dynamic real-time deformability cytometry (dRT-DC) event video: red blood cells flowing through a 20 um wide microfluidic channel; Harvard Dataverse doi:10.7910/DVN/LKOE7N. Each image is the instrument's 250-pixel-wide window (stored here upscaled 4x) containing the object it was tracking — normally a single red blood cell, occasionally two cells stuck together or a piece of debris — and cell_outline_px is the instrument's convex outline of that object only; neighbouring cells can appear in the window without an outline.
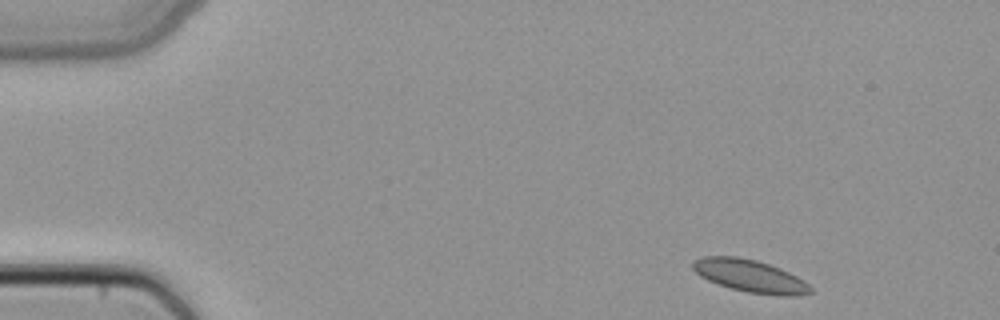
{"species": "common noctule bat (a hibernating species)", "species_latin": "Nyctalus noctula", "temperature_condition": "cold", "stored_images_in_passage": 5, "camera_frame_rate_fps": 3000, "um_per_image_px": 0.085, "animal": {"sex": "female", "body_mass_g": 22.7, "forearm_length_mm": 54.2}, "frame": {"image": 1, "passage_image": 1, "time_ms": 0.0, "image_size_px": [1000, 320], "cell_outline_px": [[812, 292], [796, 296], [776, 296], [748, 292], [732, 288], [708, 280], [700, 276], [692, 268], [692, 260], [700, 256], [736, 256], [756, 260], [780, 268], [804, 280], [812, 288]], "centroid_in_image_um": [63.75, 23.45], "position_along_channel_um": 21.3, "area_um2": 22.31}}
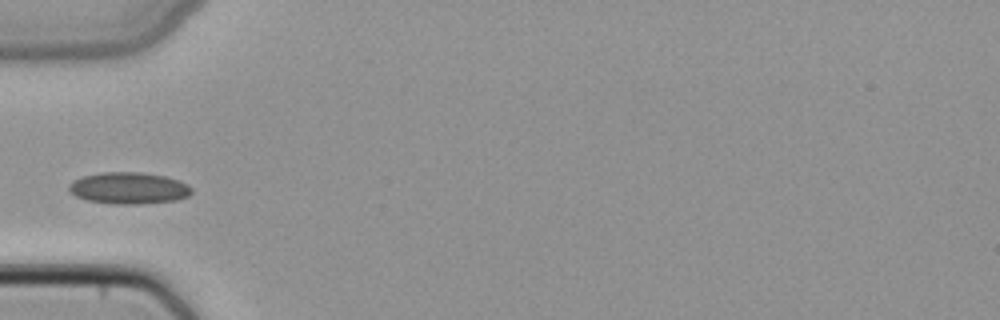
{"frame": {"image": 2, "passage_image": 4, "time_ms": 1.0, "image_size_px": [1000, 320], "cell_outline_px": [[192, 192], [188, 196], [176, 200], [140, 204], [112, 204], [88, 200], [76, 196], [68, 188], [68, 184], [72, 180], [84, 176], [100, 172], [140, 172], [164, 176], [188, 184], [192, 188]], "centroid_in_image_um": [10.94, 15.99], "position_along_channel_um": 74.1, "area_um2": 22.6}}
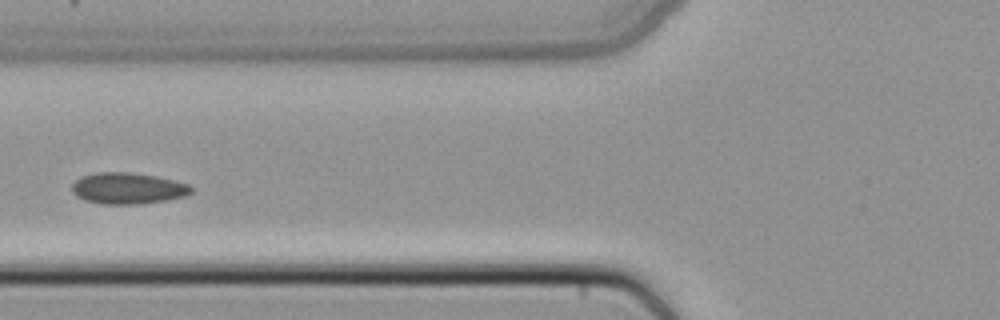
{"frame": {"image": 3, "passage_image": 5, "time_ms": 1.333, "image_size_px": [1000, 320], "cell_outline_px": [[192, 192], [184, 196], [164, 200], [140, 204], [104, 204], [84, 200], [76, 196], [72, 192], [72, 184], [80, 176], [96, 172], [132, 172], [156, 176], [176, 180], [188, 184], [192, 188]], "centroid_in_image_um": [10.84, 15.99], "position_along_channel_um": 115.0, "area_um2": 21.85}}